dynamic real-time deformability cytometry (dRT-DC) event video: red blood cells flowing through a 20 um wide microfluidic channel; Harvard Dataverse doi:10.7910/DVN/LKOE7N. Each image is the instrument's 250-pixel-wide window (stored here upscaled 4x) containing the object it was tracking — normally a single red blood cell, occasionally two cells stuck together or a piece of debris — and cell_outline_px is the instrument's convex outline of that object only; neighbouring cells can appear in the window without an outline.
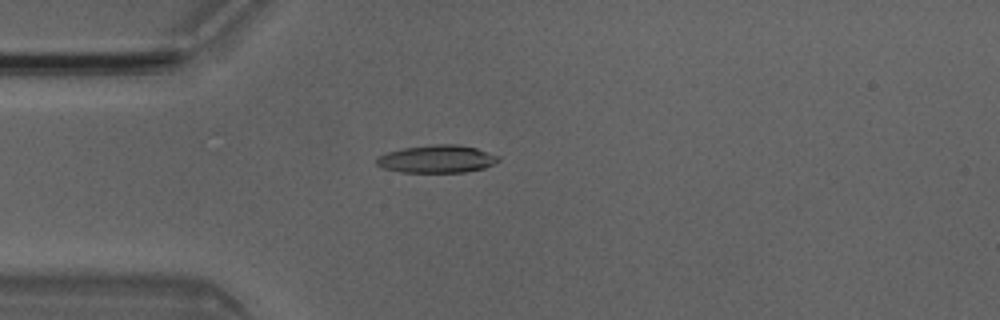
{"species": "Egyptian fruit bat (a non-hibernating species)", "species_latin": "Rousettus aegyptiacus", "temperature_condition": "room temperature", "stored_images_in_passage": 5, "camera_frame_rate_fps": 3000, "um_per_image_px": 0.085, "animal": {"sex": "male"}, "frame": {"image": 1, "passage_image": 4, "time_ms": 1.0, "image_size_px": [1000, 320], "cell_outline_px": [[500, 160], [484, 168], [464, 172], [400, 172], [384, 168], [376, 164], [376, 156], [400, 148], [432, 144], [456, 144], [476, 148], [500, 156]], "centroid_in_image_um": [37.11, 13.5], "position_along_channel_um": 47.9, "area_um2": 19.77}}